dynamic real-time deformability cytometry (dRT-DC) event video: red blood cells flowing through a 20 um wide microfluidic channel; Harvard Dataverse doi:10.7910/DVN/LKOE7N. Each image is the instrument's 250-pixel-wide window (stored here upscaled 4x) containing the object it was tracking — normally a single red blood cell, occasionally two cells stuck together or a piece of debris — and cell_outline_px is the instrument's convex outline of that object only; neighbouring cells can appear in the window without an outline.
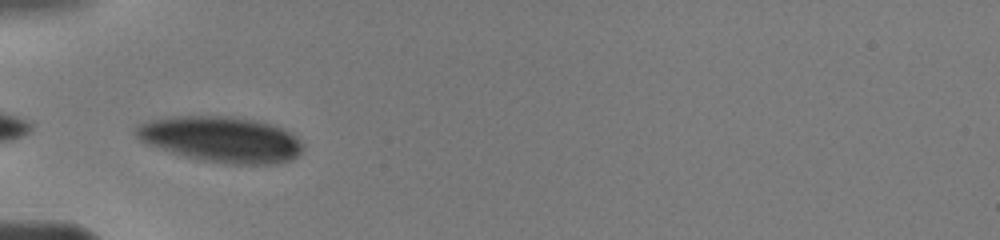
{"species": "human", "species_latin": "Homo sapiens", "temperature_condition": "warm", "stored_images_in_passage": 9, "camera_frame_rate_fps": 3000, "um_per_image_px": 0.085, "donor": {"sex": "male"}, "frame": {"image": 1, "passage_image": 1, "time_ms": 0.0, "image_size_px": [1000, 240], "cell_outline_px": [[304, 148], [292, 160], [276, 164], [232, 164], [204, 160], [184, 156], [148, 144], [140, 140], [136, 136], [136, 128], [140, 124], [152, 120], [176, 116], [232, 116], [272, 124], [284, 128], [292, 132], [304, 144]], "centroid_in_image_um": [18.87, 11.84], "position_along_channel_um": 66.1, "area_um2": 44.33}}
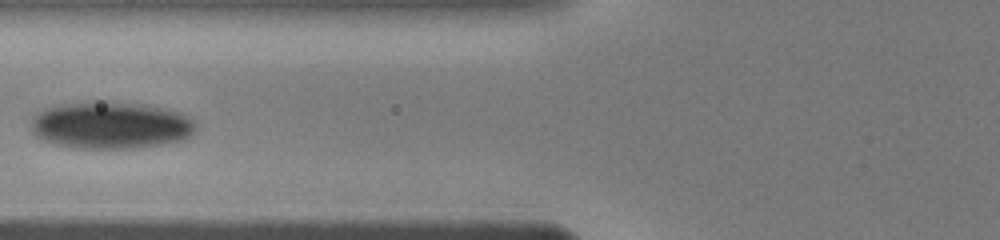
{"frame": {"image": 2, "passage_image": 3, "time_ms": 1.333, "image_size_px": [1000, 240], "cell_outline_px": [[192, 132], [188, 136], [176, 140], [156, 144], [120, 148], [92, 148], [64, 144], [48, 140], [36, 136], [32, 132], [32, 120], [40, 112], [48, 108], [72, 104], [104, 100], [144, 104], [180, 112], [192, 120]], "centroid_in_image_um": [9.41, 10.61], "position_along_channel_um": 116.4, "area_um2": 43.41}}
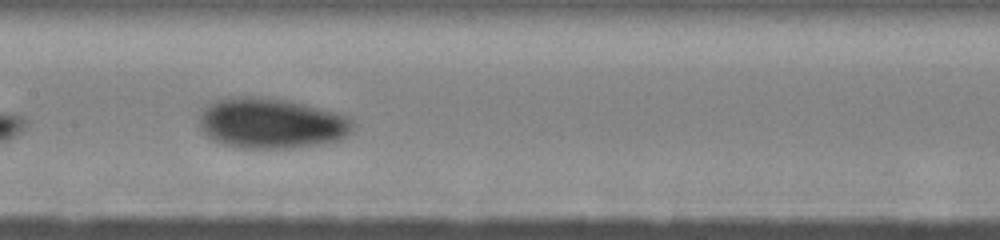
{"frame": {"image": 3, "passage_image": 6, "time_ms": 3.0, "image_size_px": [1000, 240], "cell_outline_px": [[352, 124], [348, 132], [344, 136], [336, 140], [304, 144], [268, 148], [228, 144], [216, 140], [208, 136], [204, 132], [200, 124], [200, 116], [208, 104], [216, 100], [228, 96], [248, 96], [284, 100], [304, 104], [348, 116], [352, 120]], "centroid_in_image_um": [23.01, 10.42], "position_along_channel_um": 184.4, "area_um2": 43.18}}